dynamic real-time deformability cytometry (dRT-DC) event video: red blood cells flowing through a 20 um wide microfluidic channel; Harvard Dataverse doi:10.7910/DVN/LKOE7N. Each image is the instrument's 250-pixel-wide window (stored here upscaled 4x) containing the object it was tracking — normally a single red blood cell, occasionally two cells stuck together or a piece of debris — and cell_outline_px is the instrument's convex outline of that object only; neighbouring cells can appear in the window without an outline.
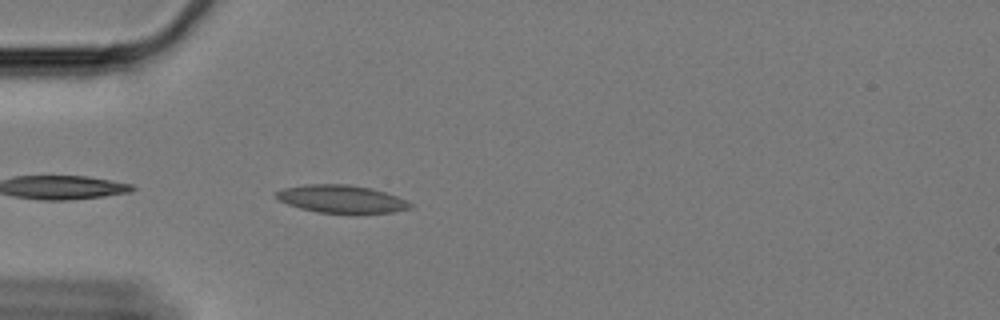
{"species": "Egyptian fruit bat (a non-hibernating species)", "species_latin": "Rousettus aegyptiacus", "temperature_condition": "cold", "stored_images_in_passage": 22, "camera_frame_rate_fps": 3000, "um_per_image_px": 0.085, "animal": {"sex": "female"}, "frame": {"image": 1, "passage_image": 2, "time_ms": 0.333, "image_size_px": [1000, 320], "cell_outline_px": [[412, 208], [392, 212], [352, 216], [316, 212], [300, 208], [288, 204], [280, 200], [276, 196], [276, 192], [284, 188], [308, 184], [348, 184], [372, 188], [408, 200], [412, 204]], "centroid_in_image_um": [29.09, 16.96], "position_along_channel_um": 55.9, "area_um2": 22.43}}
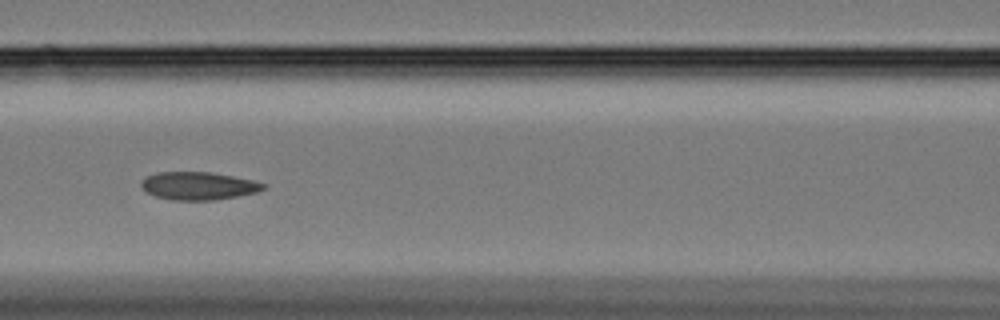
{"frame": {"image": 2, "passage_image": 11, "time_ms": 3.333, "image_size_px": [1000, 320], "cell_outline_px": [[268, 184], [264, 188], [256, 192], [236, 196], [212, 200], [172, 200], [156, 196], [144, 192], [140, 188], [140, 180], [156, 172], [208, 172], [232, 176], [252, 180]], "centroid_in_image_um": [16.8, 15.79], "position_along_channel_um": 149.8, "area_um2": 19.83}}
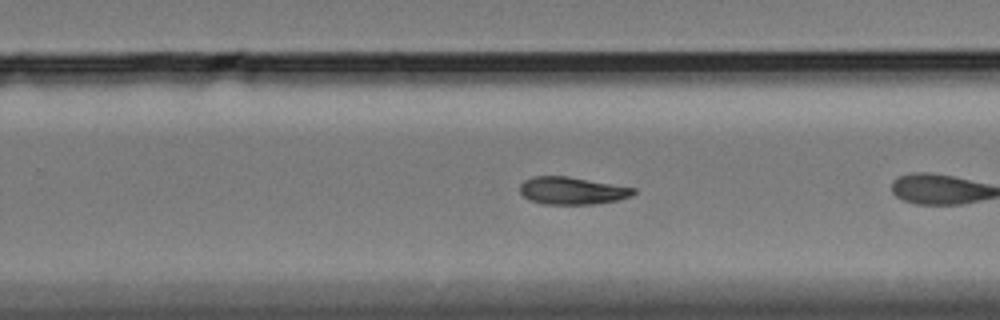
{"frame": {"image": 3, "passage_image": 20, "time_ms": 6.333, "image_size_px": [1000, 320], "cell_outline_px": [[636, 192], [632, 196], [620, 200], [596, 204], [544, 204], [528, 200], [520, 192], [520, 184], [524, 180], [532, 176], [568, 176], [636, 188]], "centroid_in_image_um": [48.64, 16.21], "position_along_channel_um": 281.2, "area_um2": 18.38}}